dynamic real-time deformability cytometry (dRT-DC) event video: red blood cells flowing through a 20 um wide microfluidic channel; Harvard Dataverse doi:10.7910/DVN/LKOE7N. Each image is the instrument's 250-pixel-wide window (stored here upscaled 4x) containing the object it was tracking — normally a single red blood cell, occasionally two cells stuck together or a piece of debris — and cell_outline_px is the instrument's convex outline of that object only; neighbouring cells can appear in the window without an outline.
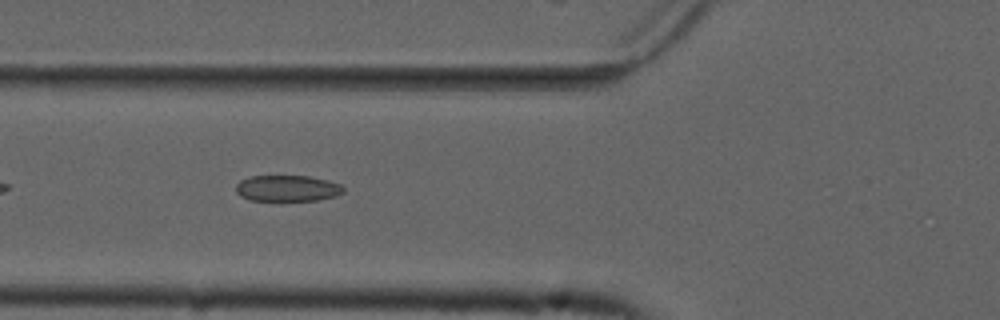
{"species": "common noctule bat (a hibernating species)", "species_latin": "Nyctalus noctula", "temperature_condition": "cold", "stored_images_in_passage": 19, "camera_frame_rate_fps": 3000, "um_per_image_px": 0.085, "animal": {"sex": "male", "forearm_length_mm": 52.5}, "frame": {"image": 1, "passage_image": 6, "time_ms": 1.667, "image_size_px": [1000, 320], "cell_outline_px": [[344, 192], [336, 196], [316, 200], [252, 200], [240, 196], [236, 192], [236, 184], [240, 180], [252, 176], [308, 176], [328, 180], [340, 184], [344, 188]], "centroid_in_image_um": [24.43, 16.0], "position_along_channel_um": 101.4, "area_um2": 16.3}}
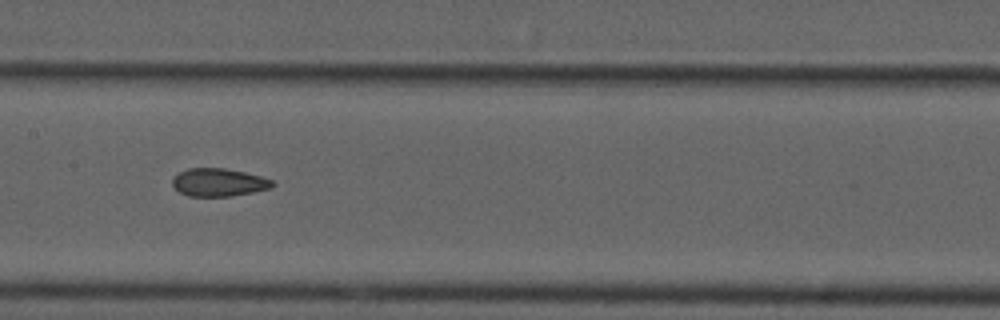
{"frame": {"image": 2, "passage_image": 13, "time_ms": 4.0, "image_size_px": [1000, 320], "cell_outline_px": [[276, 184], [272, 188], [232, 196], [188, 196], [180, 192], [172, 184], [172, 180], [180, 172], [188, 168], [224, 168], [244, 172], [260, 176], [272, 180]], "centroid_in_image_um": [18.61, 15.5], "position_along_channel_um": 188.8, "area_um2": 16.18}}
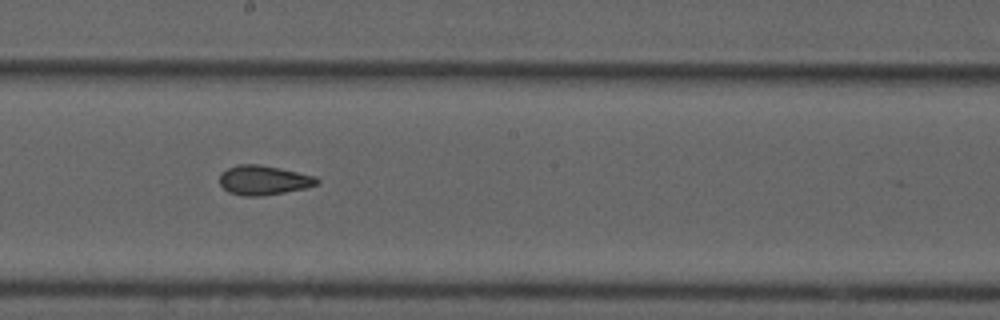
{"frame": {"image": 3, "passage_image": 16, "time_ms": 5.0, "image_size_px": [1000, 320], "cell_outline_px": [[320, 180], [316, 184], [304, 188], [284, 192], [260, 196], [244, 196], [228, 192], [220, 184], [220, 172], [236, 164], [260, 164], [316, 176]], "centroid_in_image_um": [22.37, 15.3], "position_along_channel_um": 225.8, "area_um2": 16.65}}